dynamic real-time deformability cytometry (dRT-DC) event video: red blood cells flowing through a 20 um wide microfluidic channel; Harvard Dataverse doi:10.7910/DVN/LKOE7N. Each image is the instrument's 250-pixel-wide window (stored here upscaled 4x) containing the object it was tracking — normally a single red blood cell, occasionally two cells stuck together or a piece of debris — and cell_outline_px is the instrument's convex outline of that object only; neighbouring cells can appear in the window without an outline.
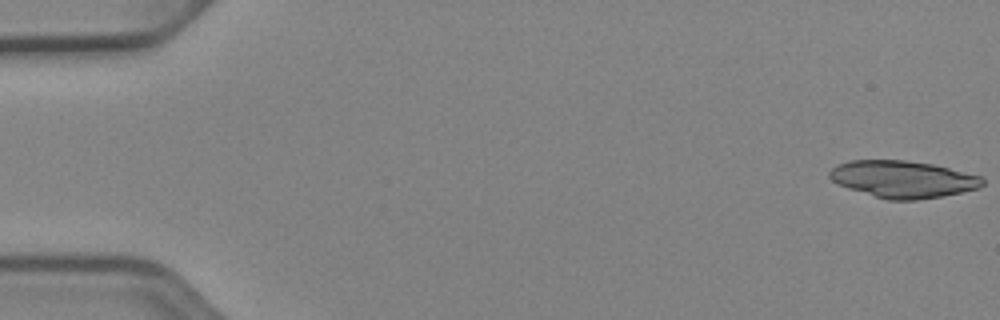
{"species": "Egyptian fruit bat (a non-hibernating species)", "species_latin": "Rousettus aegyptiacus", "temperature_condition": "cold", "stored_images_in_passage": 17, "camera_frame_rate_fps": 3000, "um_per_image_px": 0.085, "animal": {"sex": "female"}, "frame": {"image": 1, "passage_image": 1, "time_ms": 0.0, "image_size_px": [1000, 320], "cell_outline_px": [[984, 184], [980, 188], [940, 196], [916, 200], [888, 200], [848, 188], [832, 180], [828, 176], [828, 172], [836, 164], [848, 160], [904, 160], [932, 164], [980, 176], [984, 180]], "centroid_in_image_um": [76.72, 15.22], "position_along_channel_um": 8.3, "area_um2": 32.77}}